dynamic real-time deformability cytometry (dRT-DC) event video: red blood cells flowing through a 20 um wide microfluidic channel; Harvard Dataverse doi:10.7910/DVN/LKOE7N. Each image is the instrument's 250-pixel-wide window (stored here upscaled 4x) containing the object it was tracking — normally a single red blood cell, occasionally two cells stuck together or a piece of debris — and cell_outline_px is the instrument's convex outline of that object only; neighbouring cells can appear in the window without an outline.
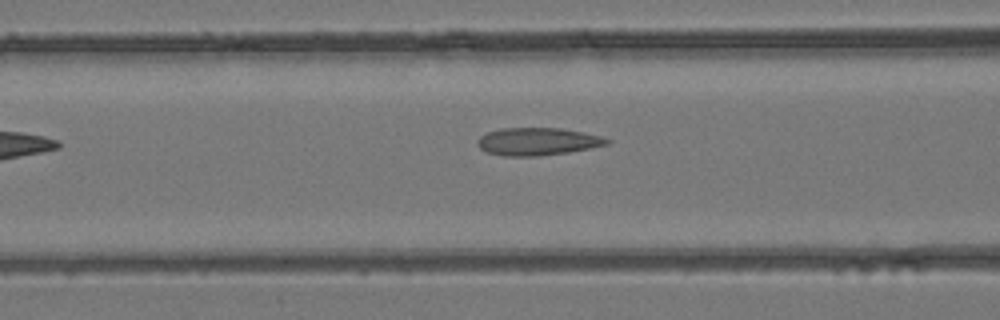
{"species": "common noctule bat (a hibernating species)", "species_latin": "Nyctalus noctula", "temperature_condition": "room temperature", "stored_images_in_passage": 6, "camera_frame_rate_fps": 3000, "um_per_image_px": 0.085, "animal": {"sex": "female", "body_mass_g": 24.6, "forearm_length_mm": 56.2}, "frame": {"image": 1, "passage_image": 6, "time_ms": 1.667, "image_size_px": [1000, 320], "cell_outline_px": [[612, 140], [608, 144], [592, 148], [568, 152], [536, 156], [504, 156], [488, 152], [480, 148], [476, 144], [476, 140], [480, 136], [488, 132], [500, 128], [560, 128], [600, 136]], "centroid_in_image_um": [45.67, 12.03], "position_along_channel_um": 120.9, "area_um2": 20.75}}